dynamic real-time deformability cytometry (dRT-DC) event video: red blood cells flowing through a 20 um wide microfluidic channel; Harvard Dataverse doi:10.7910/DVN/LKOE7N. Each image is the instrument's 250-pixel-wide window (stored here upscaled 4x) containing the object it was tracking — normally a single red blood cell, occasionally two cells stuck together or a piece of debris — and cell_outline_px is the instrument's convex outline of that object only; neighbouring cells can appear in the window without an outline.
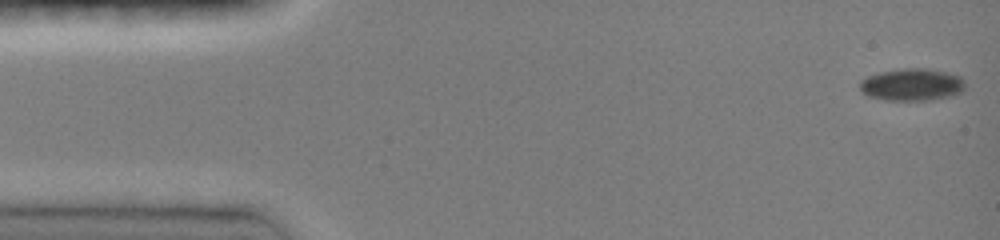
{"species": "common noctule bat (a hibernating species)", "species_latin": "Nyctalus noctula", "temperature_condition": "room temperature", "stored_images_in_passage": 50, "camera_frame_rate_fps": 3000, "um_per_image_px": 0.085, "animal": {"sex": "female", "body_mass_g": 19.0, "forearm_length_mm": 51.5}, "frame": {"image": 1, "passage_image": 1, "time_ms": 0.0, "image_size_px": [1000, 240], "cell_outline_px": [[964, 88], [960, 92], [952, 96], [928, 100], [888, 100], [868, 96], [860, 88], [860, 80], [868, 76], [880, 72], [900, 68], [924, 68], [944, 72], [960, 76], [964, 80]], "centroid_in_image_um": [77.51, 7.19], "position_along_channel_um": 7.5, "area_um2": 19.65}}
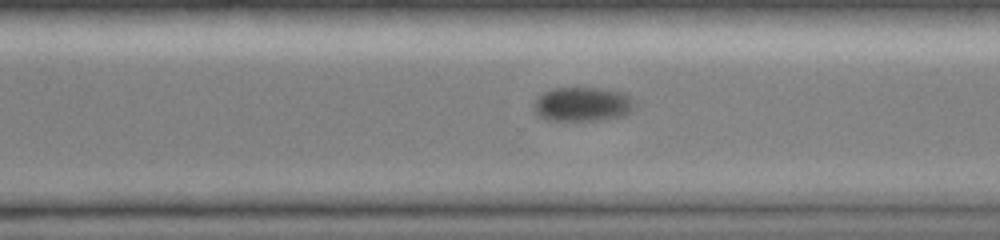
{"frame": {"image": 2, "passage_image": 35, "time_ms": 11.333, "image_size_px": [1000, 240], "cell_outline_px": [[636, 108], [624, 116], [608, 120], [548, 120], [540, 116], [532, 108], [532, 104], [536, 96], [552, 88], [600, 88], [628, 92], [636, 100]], "centroid_in_image_um": [49.59, 8.85], "position_along_channel_um": 321.0, "area_um2": 20.87}}
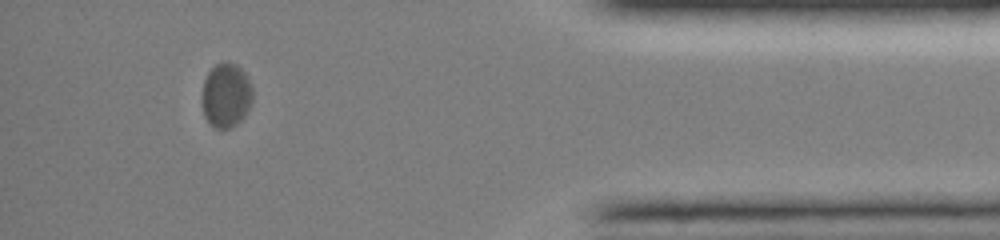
{"frame": {"image": 3, "passage_image": 45, "time_ms": 14.667, "image_size_px": [1000, 240], "cell_outline_px": [[252, 100], [244, 116], [236, 124], [228, 128], [216, 128], [204, 116], [200, 100], [204, 80], [208, 72], [216, 64], [224, 60], [236, 64], [244, 72], [252, 84]], "centroid_in_image_um": [19.19, 8.06], "position_along_channel_um": 416.0, "area_um2": 19.13}}